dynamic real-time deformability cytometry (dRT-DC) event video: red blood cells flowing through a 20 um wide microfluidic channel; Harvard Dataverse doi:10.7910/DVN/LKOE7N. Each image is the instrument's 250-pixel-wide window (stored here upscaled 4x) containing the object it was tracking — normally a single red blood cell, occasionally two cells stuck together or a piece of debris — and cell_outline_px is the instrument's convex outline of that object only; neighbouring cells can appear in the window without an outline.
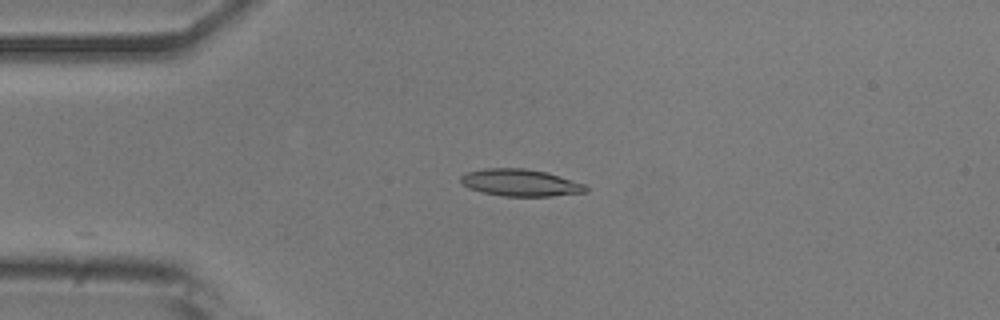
{"species": "common noctule bat (a hibernating species)", "species_latin": "Nyctalus noctula", "temperature_condition": "room temperature", "stored_images_in_passage": 30, "camera_frame_rate_fps": 3000, "um_per_image_px": 0.085, "animal": {"sex": "male", "body_mass_g": 20.5, "forearm_length_mm": 52.5}, "frame": {"image": 1, "passage_image": 1, "time_ms": 0.0, "image_size_px": [1000, 320], "cell_outline_px": [[588, 192], [552, 196], [504, 196], [480, 192], [468, 188], [460, 184], [460, 176], [468, 172], [484, 168], [524, 168], [548, 172], [584, 184], [588, 188]], "centroid_in_image_um": [44.21, 15.53], "position_along_channel_um": 40.8, "area_um2": 19.88}}
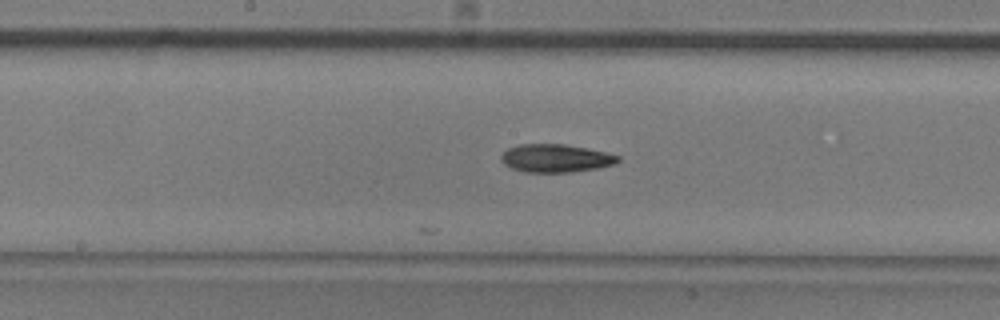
{"frame": {"image": 2, "passage_image": 15, "time_ms": 4.667, "image_size_px": [1000, 320], "cell_outline_px": [[620, 160], [616, 164], [600, 168], [572, 172], [524, 172], [512, 168], [504, 164], [500, 160], [500, 156], [508, 148], [520, 144], [564, 144], [588, 148], [620, 156]], "centroid_in_image_um": [47.25, 13.45], "position_along_channel_um": 200.9, "area_um2": 19.25}}
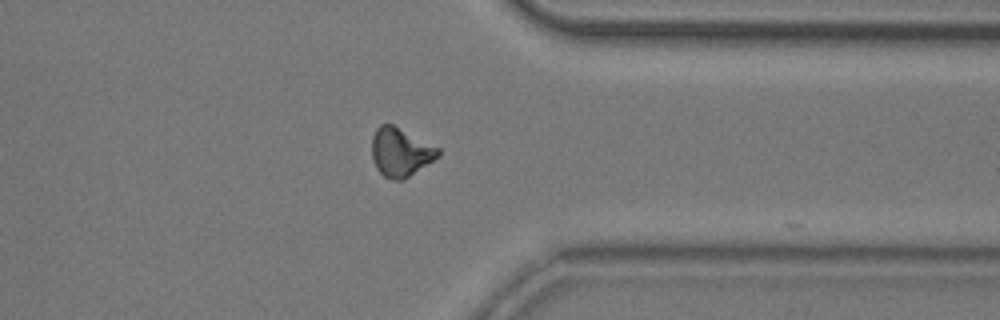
{"frame": {"image": 3, "passage_image": 29, "time_ms": 9.333, "image_size_px": [1000, 320], "cell_outline_px": [[440, 156], [404, 180], [396, 180], [384, 176], [376, 168], [372, 156], [372, 136], [376, 128], [380, 124], [392, 124], [440, 148]], "centroid_in_image_um": [34.05, 12.93], "position_along_channel_um": 377.4, "area_um2": 18.79}}